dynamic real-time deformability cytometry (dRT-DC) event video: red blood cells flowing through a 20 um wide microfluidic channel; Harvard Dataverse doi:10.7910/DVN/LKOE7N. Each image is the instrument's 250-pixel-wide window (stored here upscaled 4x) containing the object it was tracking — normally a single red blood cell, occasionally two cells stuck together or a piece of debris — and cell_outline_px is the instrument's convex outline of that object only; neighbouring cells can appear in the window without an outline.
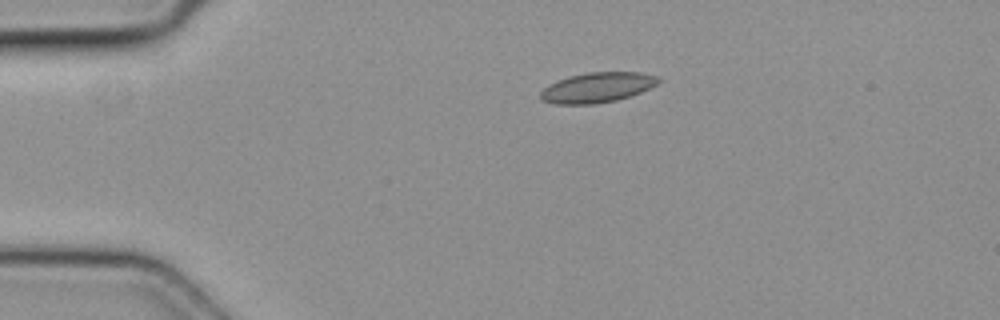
{"species": "common noctule bat (a hibernating species)", "species_latin": "Nyctalus noctula", "temperature_condition": "cold", "stored_images_in_passage": 3, "camera_frame_rate_fps": 3000, "um_per_image_px": 0.085, "animal": {"sex": "female", "body_mass_g": 19.3, "forearm_length_mm": 54.1}, "frame": {"image": 1, "passage_image": 1, "time_ms": 0.0, "image_size_px": [1000, 320], "cell_outline_px": [[660, 80], [656, 84], [640, 92], [616, 100], [596, 104], [556, 104], [540, 100], [540, 92], [544, 88], [560, 80], [572, 76], [588, 72], [640, 72], [656, 76]], "centroid_in_image_um": [50.75, 7.44], "position_along_channel_um": 34.2, "area_um2": 20.29}}
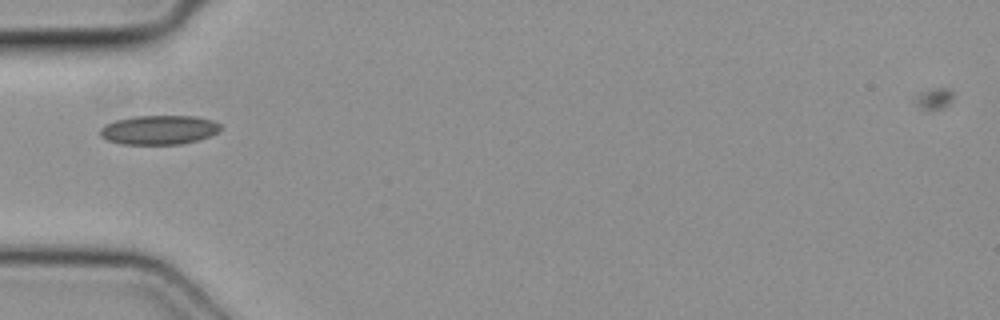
{"frame": {"image": 2, "passage_image": 2, "time_ms": 0.333, "image_size_px": [1000, 320], "cell_outline_px": [[220, 128], [216, 132], [208, 136], [196, 140], [180, 144], [120, 144], [108, 140], [100, 136], [100, 128], [104, 124], [116, 120], [132, 116], [196, 116], [212, 120], [220, 124]], "centroid_in_image_um": [13.46, 11.03], "position_along_channel_um": 71.5, "area_um2": 20.4}}
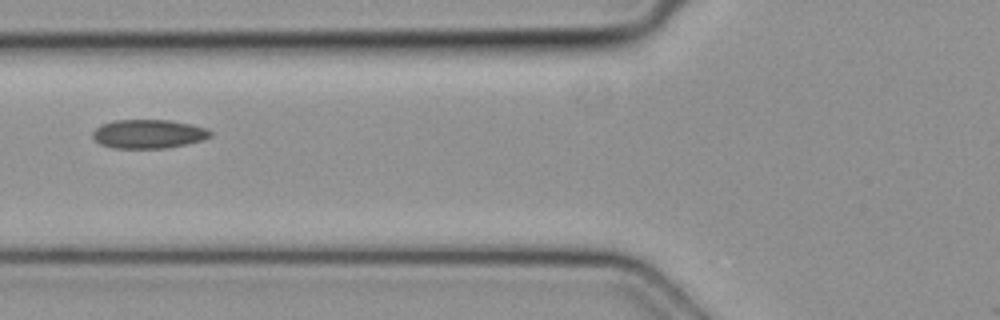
{"frame": {"image": 3, "passage_image": 3, "time_ms": 0.667, "image_size_px": [1000, 320], "cell_outline_px": [[212, 136], [204, 140], [188, 144], [164, 148], [112, 148], [100, 144], [92, 136], [92, 132], [100, 124], [112, 120], [172, 120], [192, 124], [208, 128], [212, 132]], "centroid_in_image_um": [12.65, 11.38], "position_along_channel_um": 113.2, "area_um2": 20.11}}